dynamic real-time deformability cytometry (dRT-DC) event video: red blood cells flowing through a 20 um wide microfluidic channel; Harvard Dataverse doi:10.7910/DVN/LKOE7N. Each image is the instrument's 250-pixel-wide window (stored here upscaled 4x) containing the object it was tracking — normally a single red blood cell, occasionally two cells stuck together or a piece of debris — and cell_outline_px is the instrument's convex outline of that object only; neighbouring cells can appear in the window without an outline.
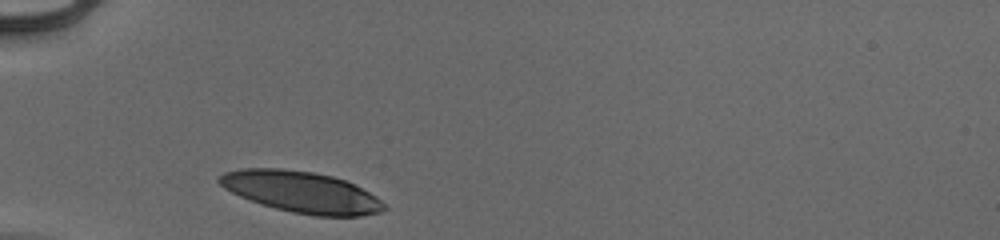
{"species": "human", "species_latin": "Homo sapiens", "temperature_condition": "cold", "stored_images_in_passage": 28, "camera_frame_rate_fps": 3000, "um_per_image_px": 0.085, "donor": {"sex": "male"}, "frame": {"image": 1, "passage_image": 1, "time_ms": 0.0, "image_size_px": [1000, 240], "cell_outline_px": [[388, 208], [380, 212], [360, 216], [316, 216], [292, 212], [260, 204], [240, 196], [224, 188], [216, 180], [224, 172], [240, 168], [280, 168], [312, 172], [332, 176], [344, 180], [376, 196]], "centroid_in_image_um": [25.59, 16.32], "position_along_channel_um": 59.4, "area_um2": 39.42}}
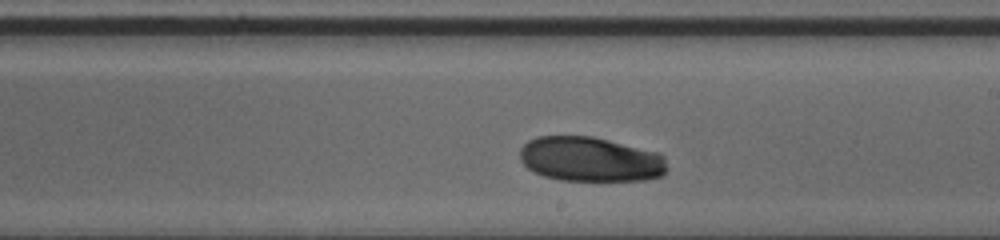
{"frame": {"image": 2, "passage_image": 16, "time_ms": 5.0, "image_size_px": [1000, 240], "cell_outline_px": [[664, 172], [660, 176], [644, 180], [560, 180], [544, 176], [532, 172], [520, 160], [520, 148], [528, 140], [536, 136], [592, 136], [660, 152], [664, 156]], "centroid_in_image_um": [50.14, 13.52], "position_along_channel_um": 238.9, "area_um2": 38.38}}
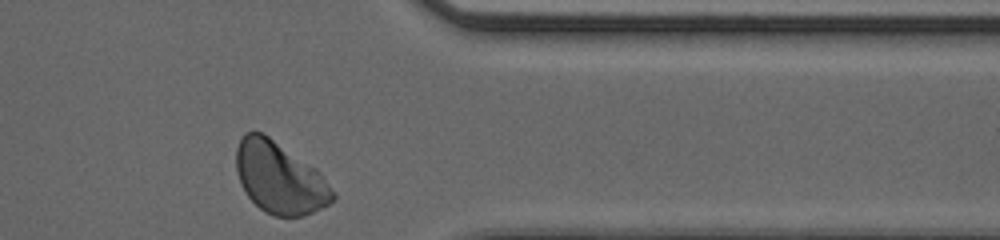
{"frame": {"image": 3, "passage_image": 28, "time_ms": 9.0, "image_size_px": [1000, 240], "cell_outline_px": [[336, 196], [328, 204], [312, 212], [300, 216], [276, 216], [260, 208], [248, 196], [240, 184], [236, 172], [236, 148], [244, 132], [264, 132], [316, 168], [320, 172]], "centroid_in_image_um": [23.74, 15.08], "position_along_channel_um": 387.7, "area_um2": 40.06}, "authors_computed_cell_mechanics": {"area_um2": 39.2462, "velocity_mm_per_s": 3.8787, "shape_relaxation_time_tau1_ms": 3.6542, "shape_relaxation_time_tau2_ms": null, "deformation_change_tau1": 0.1261, "deformation_change_tau2": null}}